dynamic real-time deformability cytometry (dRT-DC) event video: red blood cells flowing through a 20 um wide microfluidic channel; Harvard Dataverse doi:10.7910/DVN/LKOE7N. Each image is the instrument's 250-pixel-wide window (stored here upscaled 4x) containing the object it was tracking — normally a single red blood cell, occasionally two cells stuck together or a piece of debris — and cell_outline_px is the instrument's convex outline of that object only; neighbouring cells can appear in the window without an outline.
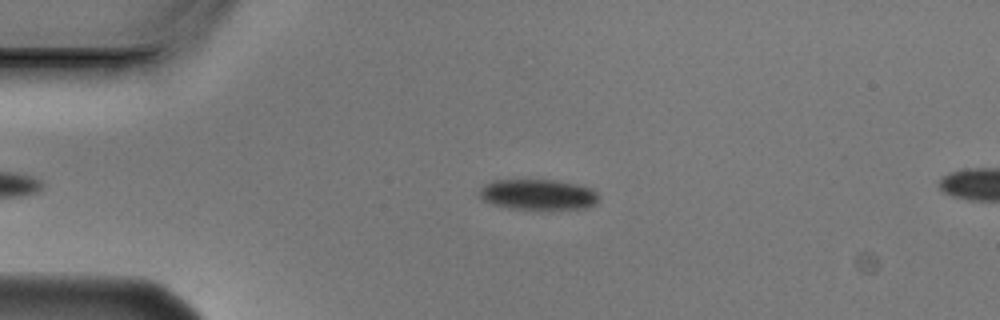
{"species": "Egyptian fruit bat (a non-hibernating species)", "species_latin": "Rousettus aegyptiacus", "temperature_condition": "cold", "stored_images_in_passage": 2, "camera_frame_rate_fps": 3000, "um_per_image_px": 0.085, "animal": {"sex": "male"}, "frame": {"image": 1, "passage_image": 1, "time_ms": 0.0, "image_size_px": [1000, 320], "cell_outline_px": [[600, 200], [596, 204], [584, 208], [508, 208], [492, 204], [484, 200], [480, 196], [480, 188], [484, 184], [492, 180], [556, 180], [576, 184], [592, 188], [596, 192]], "centroid_in_image_um": [45.74, 16.52], "position_along_channel_um": 39.3, "area_um2": 21.04}}